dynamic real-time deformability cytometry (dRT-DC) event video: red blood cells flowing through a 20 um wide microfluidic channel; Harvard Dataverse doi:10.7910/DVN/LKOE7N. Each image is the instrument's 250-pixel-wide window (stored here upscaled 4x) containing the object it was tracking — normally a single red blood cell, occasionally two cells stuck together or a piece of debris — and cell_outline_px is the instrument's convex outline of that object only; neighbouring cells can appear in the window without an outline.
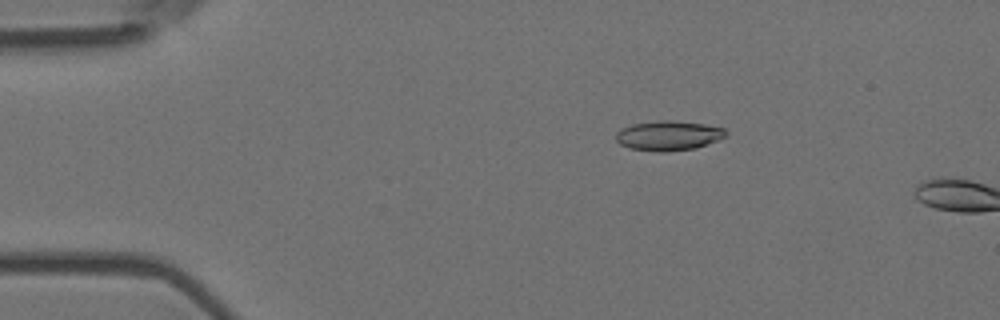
{"species": "Egyptian fruit bat (a non-hibernating species)", "species_latin": "Rousettus aegyptiacus", "temperature_condition": "room temperature", "stored_images_in_passage": 2, "camera_frame_rate_fps": 3000, "um_per_image_px": 0.085, "animal": {"sex": "female"}, "frame": {"image": 1, "passage_image": 1, "time_ms": 0.0, "image_size_px": [1000, 320], "cell_outline_px": [[728, 136], [696, 148], [668, 152], [660, 152], [628, 148], [620, 144], [616, 140], [616, 132], [620, 128], [632, 124], [660, 120], [672, 120], [704, 124], [724, 128], [728, 132]], "centroid_in_image_um": [56.82, 11.53], "position_along_channel_um": 28.2, "area_um2": 19.25}}